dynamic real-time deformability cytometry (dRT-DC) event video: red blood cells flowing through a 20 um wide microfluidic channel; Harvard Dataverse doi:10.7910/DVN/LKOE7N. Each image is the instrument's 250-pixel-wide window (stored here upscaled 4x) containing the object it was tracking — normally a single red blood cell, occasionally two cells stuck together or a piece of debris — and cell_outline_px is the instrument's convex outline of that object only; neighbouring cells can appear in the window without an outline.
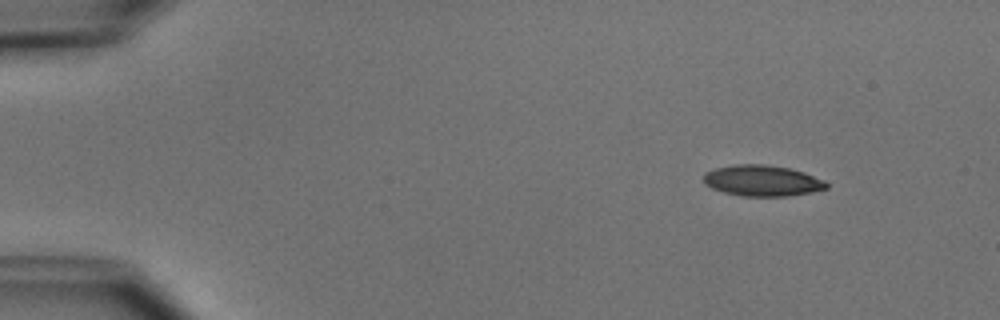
{"species": "common noctule bat (a hibernating species)", "species_latin": "Nyctalus noctula", "temperature_condition": "cold", "stored_images_in_passage": 6, "camera_frame_rate_fps": 3000, "um_per_image_px": 0.085, "animal": {"sex": "male", "body_mass_g": 15.6}, "frame": {"image": 1, "passage_image": 1, "time_ms": 0.0, "image_size_px": [1000, 320], "cell_outline_px": [[828, 188], [812, 192], [788, 196], [744, 196], [724, 192], [712, 188], [704, 184], [704, 172], [716, 168], [736, 164], [764, 164], [788, 168], [804, 172], [824, 180], [828, 184]], "centroid_in_image_um": [64.79, 15.35], "position_along_channel_um": 20.2, "area_um2": 22.14}}
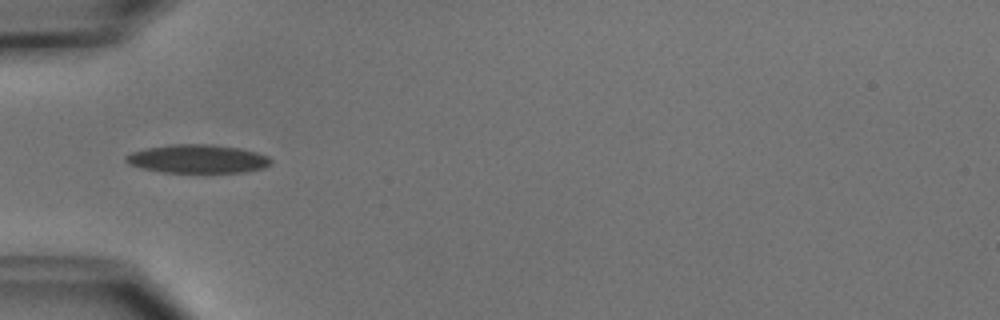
{"frame": {"image": 2, "passage_image": 4, "time_ms": 3.667, "image_size_px": [1000, 320], "cell_outline_px": [[272, 164], [264, 168], [244, 172], [160, 172], [140, 168], [128, 164], [124, 160], [124, 156], [132, 152], [144, 148], [168, 144], [212, 144], [240, 148], [256, 152], [268, 156], [272, 160]], "centroid_in_image_um": [16.77, 13.5], "position_along_channel_um": 68.2, "area_um2": 24.39}}